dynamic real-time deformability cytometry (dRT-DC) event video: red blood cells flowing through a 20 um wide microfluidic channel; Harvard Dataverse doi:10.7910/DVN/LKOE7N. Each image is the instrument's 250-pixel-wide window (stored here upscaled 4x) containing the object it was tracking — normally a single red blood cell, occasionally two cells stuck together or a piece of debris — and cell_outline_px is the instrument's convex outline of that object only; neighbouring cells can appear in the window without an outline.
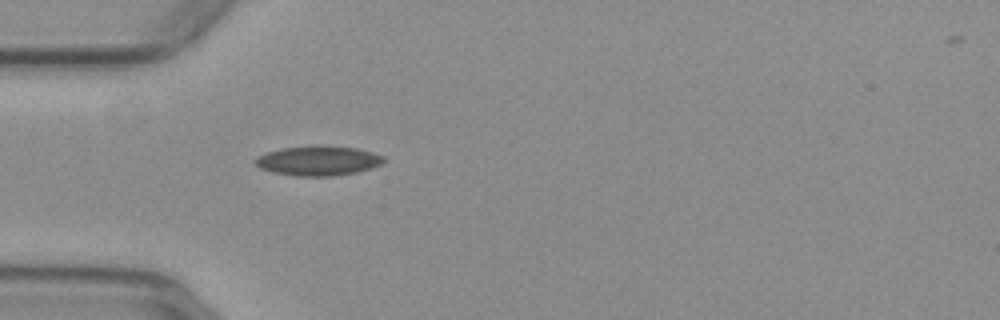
{"species": "common noctule bat (a hibernating species)", "species_latin": "Nyctalus noctula", "temperature_condition": "warm", "stored_images_in_passage": 34, "camera_frame_rate_fps": 3000, "um_per_image_px": 0.085, "animal": {"sex": "female", "body_mass_g": 29.2, "forearm_length_mm": 56.3}, "frame": {"image": 1, "passage_image": 1, "time_ms": 0.0, "image_size_px": [1000, 320], "cell_outline_px": [[384, 160], [380, 164], [372, 168], [356, 172], [332, 176], [296, 176], [272, 172], [260, 168], [252, 160], [256, 156], [280, 148], [320, 144], [356, 148], [372, 152], [384, 156]], "centroid_in_image_um": [27.01, 13.64], "position_along_channel_um": 58.0, "area_um2": 22.48}}
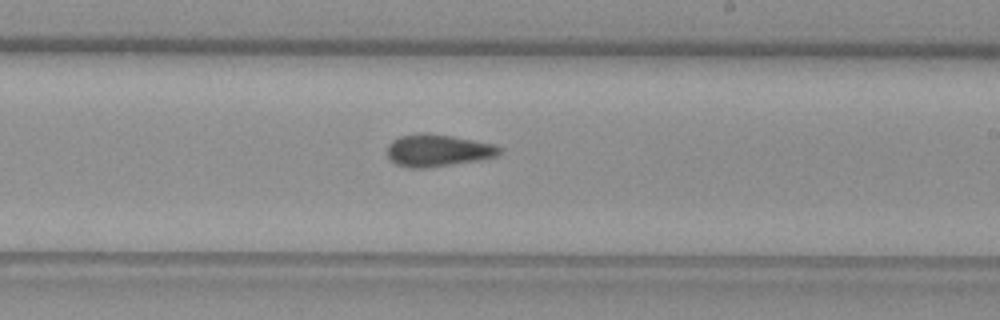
{"frame": {"image": 2, "passage_image": 16, "time_ms": 5.0, "image_size_px": [1000, 320], "cell_outline_px": [[500, 152], [496, 156], [480, 160], [428, 168], [408, 168], [396, 164], [388, 160], [388, 144], [392, 140], [400, 136], [420, 132], [428, 132], [452, 136], [492, 144], [500, 148]], "centroid_in_image_um": [37.15, 12.79], "position_along_channel_um": 251.9, "area_um2": 21.15}}
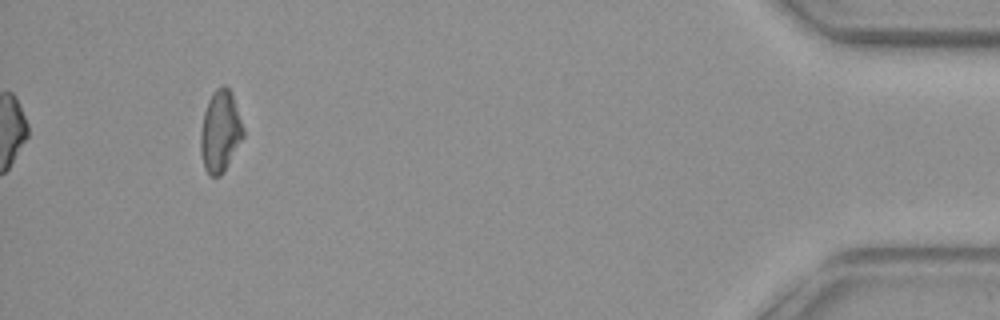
{"frame": {"image": 3, "passage_image": 34, "time_ms": 11.0, "image_size_px": [1000, 320], "cell_outline_px": [[244, 136], [224, 172], [220, 176], [208, 176], [204, 168], [200, 152], [200, 132], [204, 112], [208, 100], [212, 92], [216, 88], [224, 84], [232, 92], [244, 128]], "centroid_in_image_um": [18.71, 11.17], "position_along_channel_um": 416.5, "area_um2": 20.58}, "authors_computed_cell_mechanics": {"area_um2": 21.1259, "velocity_mm_per_s": 3.9611, "shape_relaxation_time_tau1_ms": null, "shape_relaxation_time_tau2_ms": 4.6724, "deformation_change_tau1": null, "deformation_change_tau2": 0.1217}}